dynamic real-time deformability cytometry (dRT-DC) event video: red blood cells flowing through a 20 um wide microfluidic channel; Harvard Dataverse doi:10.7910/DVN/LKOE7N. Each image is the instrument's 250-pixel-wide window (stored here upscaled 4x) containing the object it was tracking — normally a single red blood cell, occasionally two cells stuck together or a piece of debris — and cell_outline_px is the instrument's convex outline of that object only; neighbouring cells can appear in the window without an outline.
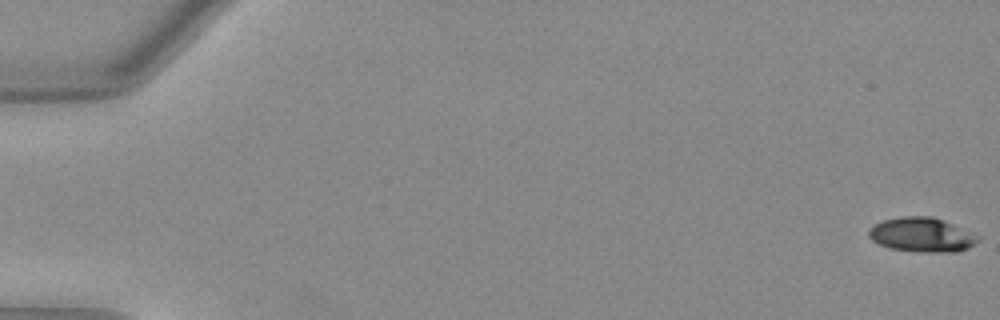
{"species": "Egyptian fruit bat (a non-hibernating species)", "species_latin": "Rousettus aegyptiacus", "temperature_condition": "warm", "stored_images_in_passage": 18, "camera_frame_rate_fps": 3000, "um_per_image_px": 0.085, "animal": {"sex": "female"}, "frame": {"image": 1, "passage_image": 1, "time_ms": 0.0, "image_size_px": [1000, 320], "cell_outline_px": [[980, 240], [968, 248], [956, 252], [920, 252], [892, 248], [880, 244], [872, 240], [868, 236], [868, 228], [884, 220], [904, 216], [932, 216], [952, 224], [980, 236]], "centroid_in_image_um": [78.36, 19.96], "position_along_channel_um": 6.6, "area_um2": 21.73}}
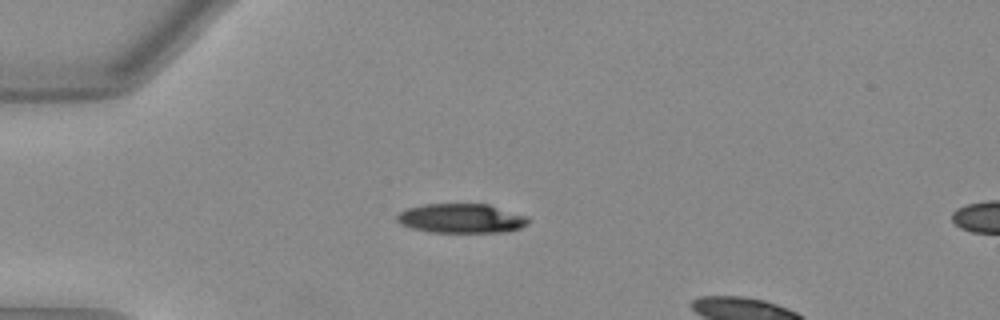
{"frame": {"image": 2, "passage_image": 15, "time_ms": 4.667, "image_size_px": [1000, 320], "cell_outline_px": [[528, 224], [520, 228], [496, 232], [428, 232], [412, 228], [400, 224], [396, 220], [396, 216], [400, 212], [408, 208], [424, 204], [488, 204], [528, 216]], "centroid_in_image_um": [39.19, 18.56], "position_along_channel_um": 45.8, "area_um2": 22.37}}